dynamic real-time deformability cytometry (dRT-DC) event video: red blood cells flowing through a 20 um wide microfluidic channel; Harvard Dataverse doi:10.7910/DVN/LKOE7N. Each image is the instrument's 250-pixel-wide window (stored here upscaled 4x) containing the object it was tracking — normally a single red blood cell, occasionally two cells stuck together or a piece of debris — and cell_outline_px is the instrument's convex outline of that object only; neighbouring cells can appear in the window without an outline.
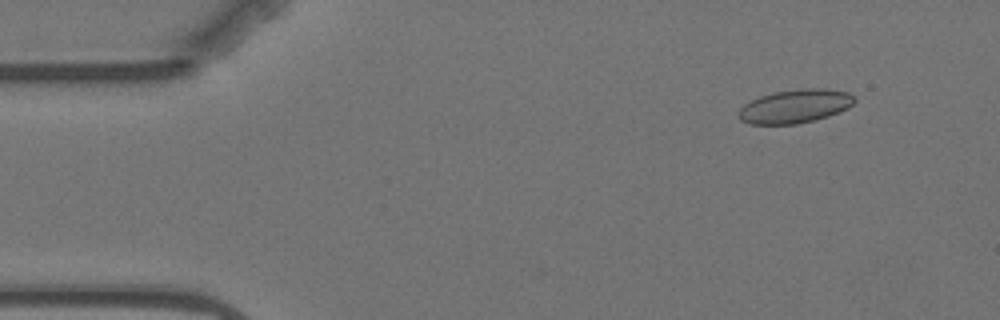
{"species": "Egyptian fruit bat (a non-hibernating species)", "species_latin": "Rousettus aegyptiacus", "temperature_condition": "warm", "stored_images_in_passage": 4, "camera_frame_rate_fps": 3000, "um_per_image_px": 0.085, "animal": {"sex": "female"}, "frame": {"image": 1, "passage_image": 1, "time_ms": 0.0, "image_size_px": [1000, 320], "cell_outline_px": [[856, 100], [848, 108], [828, 116], [796, 124], [748, 124], [740, 120], [736, 116], [736, 112], [744, 104], [760, 96], [772, 92], [808, 88], [824, 88], [848, 92]], "centroid_in_image_um": [67.53, 9.03], "position_along_channel_um": 17.5, "area_um2": 22.72}}